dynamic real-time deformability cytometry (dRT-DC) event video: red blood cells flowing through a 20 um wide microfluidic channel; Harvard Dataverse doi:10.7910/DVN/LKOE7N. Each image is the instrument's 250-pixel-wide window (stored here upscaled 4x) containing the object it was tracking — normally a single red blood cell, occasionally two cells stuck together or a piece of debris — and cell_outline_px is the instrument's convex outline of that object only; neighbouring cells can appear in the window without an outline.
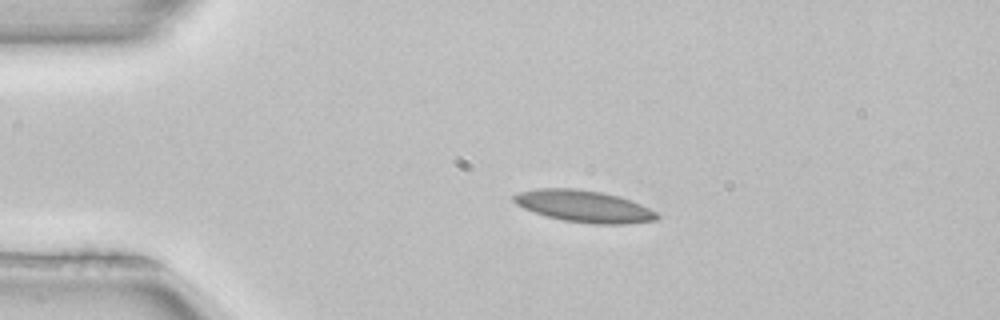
{"species": "common noctule bat (a hibernating species)", "species_latin": "Nyctalus noctula", "temperature_condition": "room temperature", "stored_images_in_passage": 41, "camera_frame_rate_fps": 3000, "um_per_image_px": 0.085, "animal": {"sex": "female", "body_mass_g": 22.7, "forearm_length_mm": 54.2}, "frame": {"image": 1, "passage_image": 1, "time_ms": 0.0, "image_size_px": [1000, 320], "cell_outline_px": [[660, 216], [656, 220], [628, 224], [592, 224], [564, 220], [532, 212], [516, 204], [512, 200], [512, 196], [520, 192], [536, 188], [572, 188], [600, 192], [620, 196], [640, 204], [656, 212]], "centroid_in_image_um": [49.63, 17.53], "position_along_channel_um": 35.4, "area_um2": 26.53}}
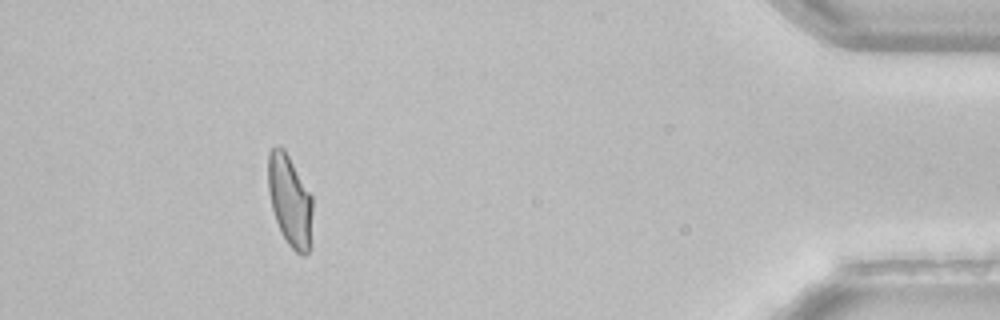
{"frame": {"image": 2, "passage_image": 37, "time_ms": 12.0, "image_size_px": [1000, 320], "cell_outline_px": [[312, 212], [308, 252], [304, 256], [296, 252], [288, 244], [280, 232], [272, 208], [268, 188], [268, 152], [276, 144], [284, 148], [312, 196]], "centroid_in_image_um": [24.62, 17.02], "position_along_channel_um": 410.6, "area_um2": 23.47}, "authors_computed_cell_mechanics": {"area_um2": 24.3338, "velocity_mm_per_s": 3.9648, "shape_relaxation_time_tau1_ms": null, "shape_relaxation_time_tau2_ms": 2.3685, "deformation_change_tau1": null, "deformation_change_tau2": 0.0924}}